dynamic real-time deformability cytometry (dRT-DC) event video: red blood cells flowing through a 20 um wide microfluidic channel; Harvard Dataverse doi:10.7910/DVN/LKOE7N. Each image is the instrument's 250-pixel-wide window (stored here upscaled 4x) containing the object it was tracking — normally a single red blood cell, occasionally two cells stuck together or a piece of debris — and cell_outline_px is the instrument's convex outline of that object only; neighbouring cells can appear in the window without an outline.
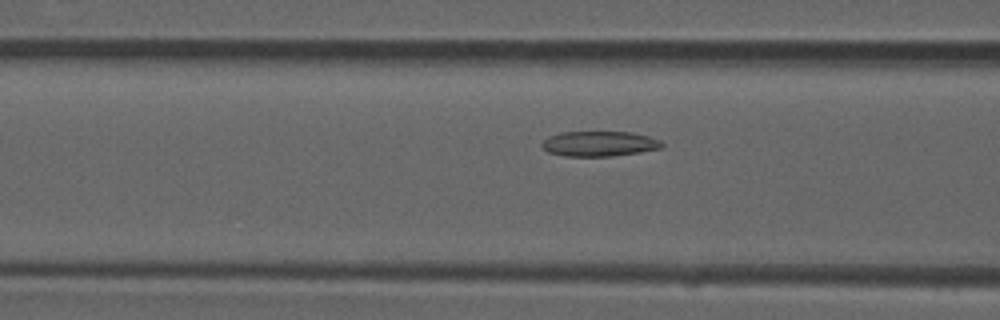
{"species": "common noctule bat (a hibernating species)", "species_latin": "Nyctalus noctula", "temperature_condition": "room temperature", "stored_images_in_passage": 53, "camera_frame_rate_fps": 3000, "um_per_image_px": 0.085, "animal": {"sex": "male", "forearm_length_mm": 52.5}, "frame": {"image": 1, "passage_image": 21, "time_ms": 6.667, "image_size_px": [1000, 320], "cell_outline_px": [[664, 144], [660, 148], [640, 152], [612, 156], [564, 156], [548, 152], [540, 144], [548, 136], [560, 132], [632, 132], [648, 136], [660, 140]], "centroid_in_image_um": [50.92, 12.21], "position_along_channel_um": 115.7, "area_um2": 17.57}}
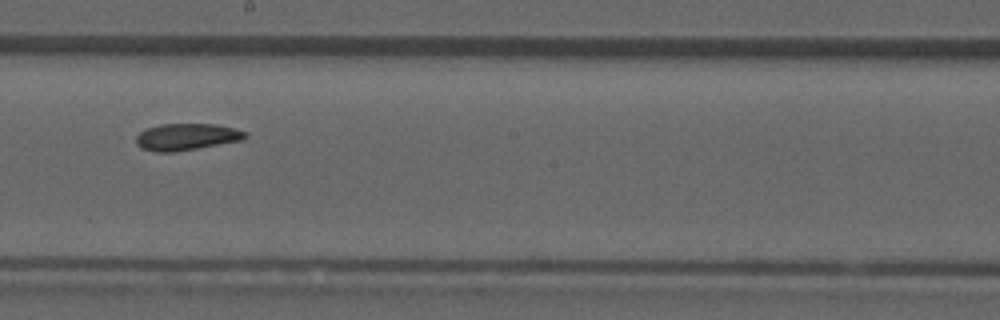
{"frame": {"image": 2, "passage_image": 30, "time_ms": 9.667, "image_size_px": [1000, 320], "cell_outline_px": [[248, 136], [244, 140], [176, 152], [156, 152], [140, 148], [136, 144], [136, 136], [144, 128], [160, 124], [216, 124], [232, 128], [244, 132]], "centroid_in_image_um": [15.82, 11.64], "position_along_channel_um": 232.4, "area_um2": 17.17}}
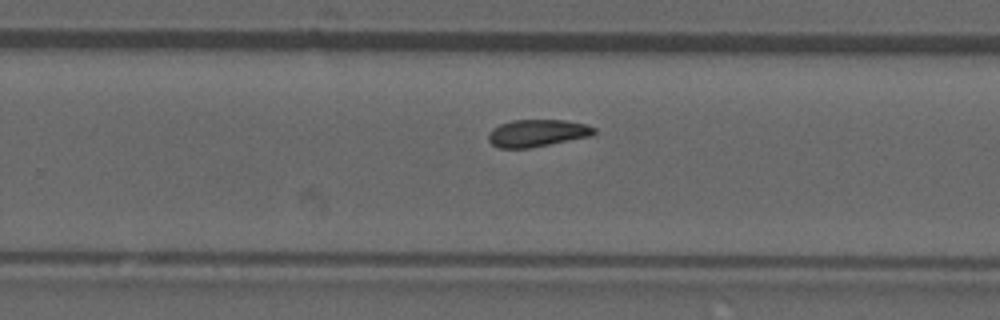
{"frame": {"image": 3, "passage_image": 34, "time_ms": 11.0, "image_size_px": [1000, 320], "cell_outline_px": [[596, 132], [592, 136], [528, 148], [500, 148], [492, 144], [488, 140], [488, 132], [492, 128], [500, 124], [512, 120], [564, 120], [588, 124], [596, 128]], "centroid_in_image_um": [45.67, 11.3], "position_along_channel_um": 284.1, "area_um2": 16.88}, "authors_computed_cell_mechanics": {"area_um2": 17.3978, "velocity_mm_per_s": 3.8971, "shape_relaxation_time_tau1_ms": null, "shape_relaxation_time_tau2_ms": 5.269, "deformation_change_tau1": null, "deformation_change_tau2": 0.1049}}